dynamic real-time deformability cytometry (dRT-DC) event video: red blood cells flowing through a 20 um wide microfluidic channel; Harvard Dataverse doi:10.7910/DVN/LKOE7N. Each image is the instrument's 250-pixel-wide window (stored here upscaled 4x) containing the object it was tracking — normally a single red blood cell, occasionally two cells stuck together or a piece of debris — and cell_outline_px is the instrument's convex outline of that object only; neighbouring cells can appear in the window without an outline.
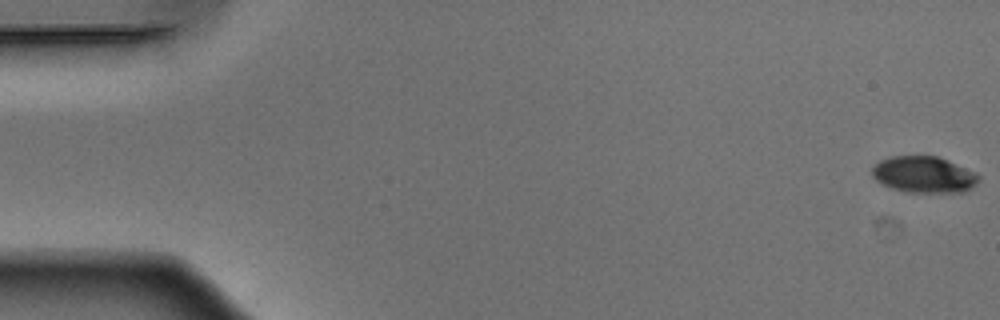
{"species": "Egyptian fruit bat (a non-hibernating species)", "species_latin": "Rousettus aegyptiacus", "temperature_condition": "warm", "stored_images_in_passage": 52, "camera_frame_rate_fps": 3000, "um_per_image_px": 0.085, "animal": {"sex": "male"}, "frame": {"image": 1, "passage_image": 1, "time_ms": 0.0, "image_size_px": [1000, 320], "cell_outline_px": [[980, 180], [972, 188], [964, 192], [908, 192], [892, 188], [880, 184], [872, 176], [872, 168], [880, 160], [888, 156], [936, 156], [948, 160], [976, 172], [980, 176]], "centroid_in_image_um": [78.54, 14.84], "position_along_channel_um": 6.5, "area_um2": 22.77}}
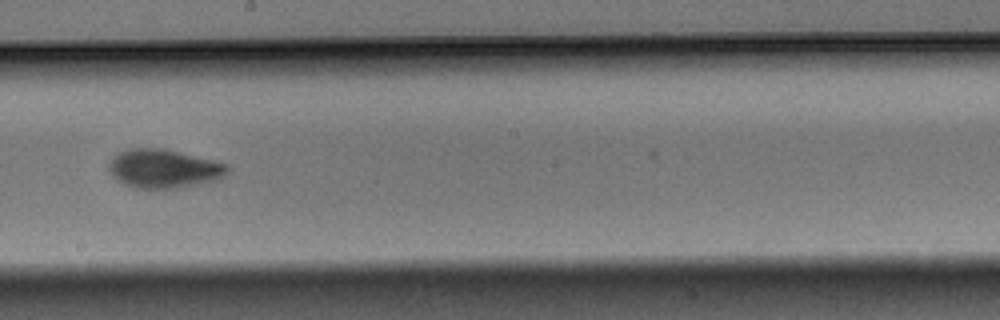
{"frame": {"image": 2, "passage_image": 30, "time_ms": 9.667, "image_size_px": [1000, 320], "cell_outline_px": [[232, 168], [220, 180], [180, 188], [132, 188], [116, 180], [108, 172], [108, 164], [112, 156], [128, 148], [164, 148], [228, 164]], "centroid_in_image_um": [13.92, 14.34], "position_along_channel_um": 234.3, "area_um2": 27.28}}
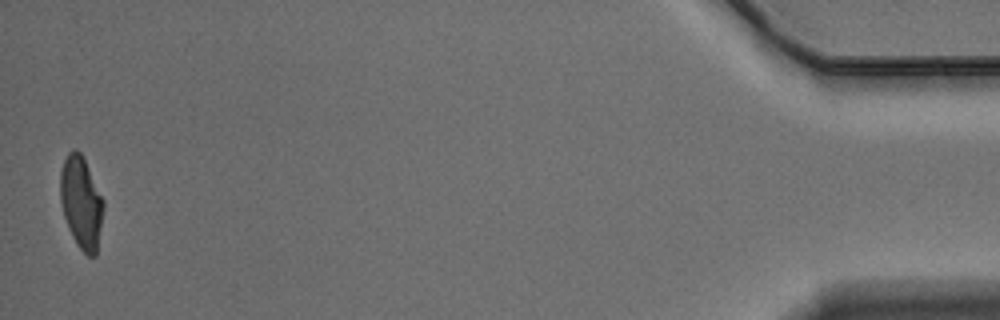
{"frame": {"image": 3, "passage_image": 52, "time_ms": 17.0, "image_size_px": [1000, 320], "cell_outline_px": [[104, 208], [96, 256], [88, 256], [76, 244], [68, 228], [64, 216], [60, 200], [60, 172], [64, 160], [68, 152], [72, 148], [76, 148], [80, 152], [104, 200]], "centroid_in_image_um": [6.9, 17.21], "position_along_channel_um": 428.3, "area_um2": 23.18}, "authors_computed_cell_mechanics": {"area_um2": 24.7673, "velocity_mm_per_s": 3.895, "shape_relaxation_time_tau1_ms": 3.8911, "shape_relaxation_time_tau2_ms": 2.2796, "deformation_change_tau1": 0.1604, "deformation_change_tau2": 0.0745}}